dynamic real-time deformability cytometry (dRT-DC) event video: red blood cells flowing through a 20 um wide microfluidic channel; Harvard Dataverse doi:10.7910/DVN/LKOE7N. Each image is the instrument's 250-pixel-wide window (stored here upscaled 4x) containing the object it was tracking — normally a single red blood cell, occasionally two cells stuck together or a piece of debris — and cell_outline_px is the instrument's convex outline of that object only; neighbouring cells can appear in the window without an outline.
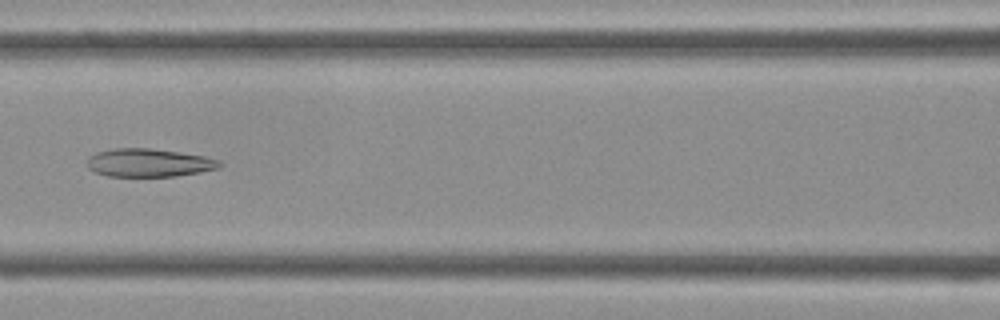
{"species": "Egyptian fruit bat (a non-hibernating species)", "species_latin": "Rousettus aegyptiacus", "temperature_condition": "cold", "stored_images_in_passage": 44, "camera_frame_rate_fps": 3000, "um_per_image_px": 0.085, "frame": {"image": 1, "passage_image": 19, "time_ms": 6.0, "image_size_px": [1000, 320], "cell_outline_px": [[220, 164], [216, 168], [200, 172], [176, 176], [108, 176], [92, 172], [88, 168], [88, 156], [96, 152], [112, 148], [148, 148], [180, 152], [204, 156], [220, 160]], "centroid_in_image_um": [12.59, 13.83], "position_along_channel_um": 154.0, "area_um2": 21.73}}
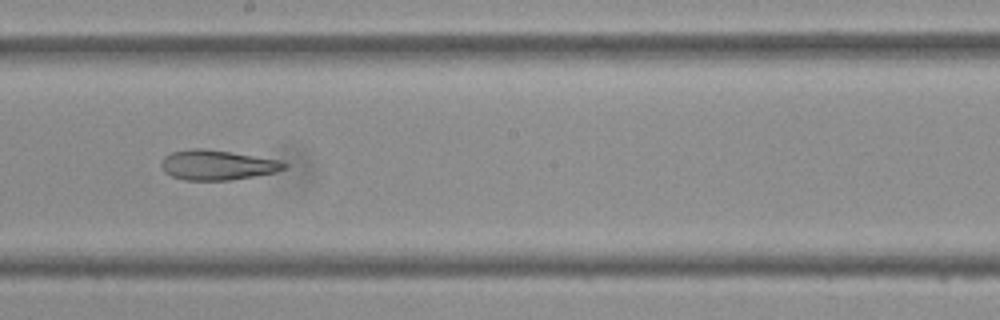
{"frame": {"image": 2, "passage_image": 24, "time_ms": 7.667, "image_size_px": [1000, 320], "cell_outline_px": [[288, 168], [276, 172], [232, 180], [184, 180], [172, 176], [164, 172], [160, 164], [164, 156], [172, 152], [192, 148], [204, 148], [280, 160], [288, 164]], "centroid_in_image_um": [18.47, 14.03], "position_along_channel_um": 229.7, "area_um2": 21.5}}
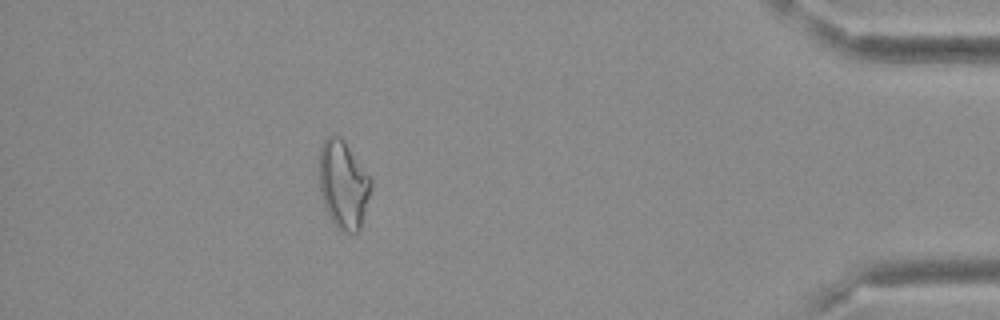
{"frame": {"image": 3, "passage_image": 39, "time_ms": 12.667, "image_size_px": [1000, 320], "cell_outline_px": [[372, 188], [360, 228], [356, 232], [344, 232], [336, 228], [324, 204], [320, 192], [320, 148], [324, 140], [332, 132], [340, 136], [344, 140], [372, 180]], "centroid_in_image_um": [29.19, 15.66], "position_along_channel_um": 406.0, "area_um2": 26.41}}